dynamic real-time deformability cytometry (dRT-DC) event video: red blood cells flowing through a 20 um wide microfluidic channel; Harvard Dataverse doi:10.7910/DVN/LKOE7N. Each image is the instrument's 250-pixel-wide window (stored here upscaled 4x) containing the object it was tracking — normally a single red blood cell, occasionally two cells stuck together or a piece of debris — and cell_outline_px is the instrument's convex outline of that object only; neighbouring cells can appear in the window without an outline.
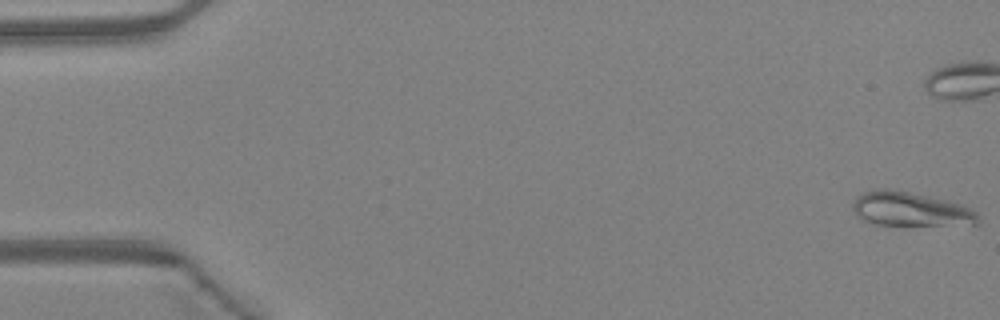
{"species": "Egyptian fruit bat (a non-hibernating species)", "species_latin": "Rousettus aegyptiacus", "temperature_condition": "warm", "stored_images_in_passage": 48, "camera_frame_rate_fps": 3000, "um_per_image_px": 0.085, "animal": {"sex": "female"}, "frame": {"image": 1, "passage_image": 1, "time_ms": 0.0, "image_size_px": [1000, 320], "cell_outline_px": [[980, 224], [876, 224], [864, 220], [852, 208], [852, 200], [864, 192], [884, 188], [908, 192], [944, 200], [968, 208], [976, 212], [980, 216]], "centroid_in_image_um": [77.37, 17.77], "position_along_channel_um": 7.6, "area_um2": 24.04}}
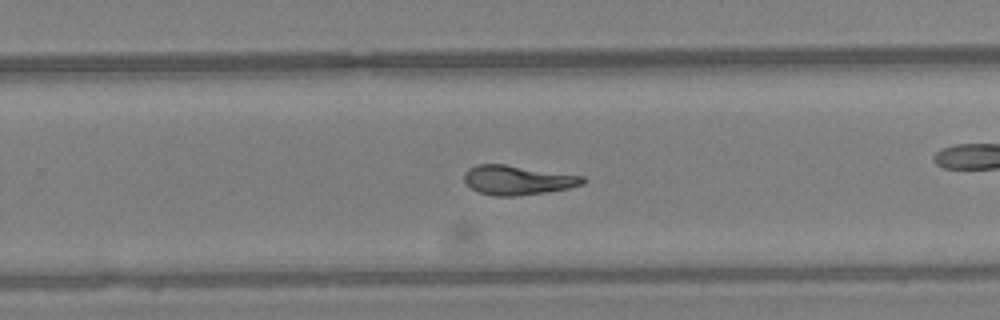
{"frame": {"image": 2, "passage_image": 31, "time_ms": 10.0, "image_size_px": [1000, 320], "cell_outline_px": [[588, 180], [584, 184], [568, 188], [544, 192], [516, 196], [496, 196], [480, 192], [472, 188], [464, 180], [464, 172], [468, 168], [476, 164], [504, 164], [584, 176]], "centroid_in_image_um": [44.01, 15.3], "position_along_channel_um": 285.8, "area_um2": 20.23}}
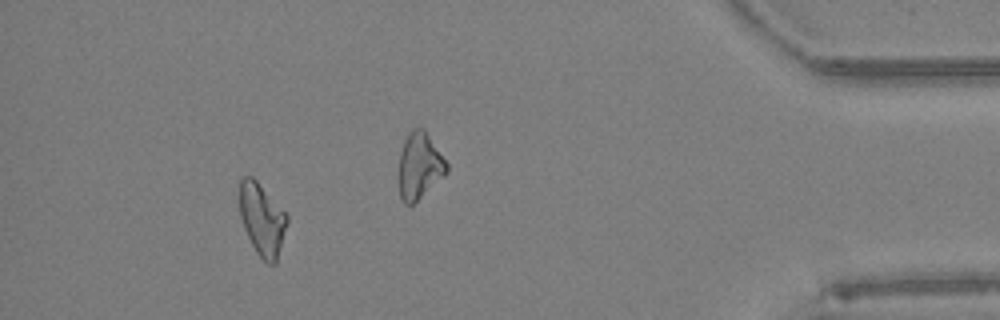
{"frame": {"image": 3, "passage_image": 44, "time_ms": 14.333, "image_size_px": [1000, 320], "cell_outline_px": [[288, 220], [276, 264], [268, 264], [256, 252], [244, 228], [240, 216], [240, 180], [244, 176], [252, 176], [256, 180], [288, 216]], "centroid_in_image_um": [22.27, 18.66], "position_along_channel_um": 412.9, "area_um2": 19.59}, "authors_computed_cell_mechanics": {"area_um2": 20.4901, "velocity_mm_per_s": 4.3308, "shape_relaxation_time_tau1_ms": 4.9959, "shape_relaxation_time_tau2_ms": 3.416, "deformation_change_tau1": 0.1882, "deformation_change_tau2": 0.098}}